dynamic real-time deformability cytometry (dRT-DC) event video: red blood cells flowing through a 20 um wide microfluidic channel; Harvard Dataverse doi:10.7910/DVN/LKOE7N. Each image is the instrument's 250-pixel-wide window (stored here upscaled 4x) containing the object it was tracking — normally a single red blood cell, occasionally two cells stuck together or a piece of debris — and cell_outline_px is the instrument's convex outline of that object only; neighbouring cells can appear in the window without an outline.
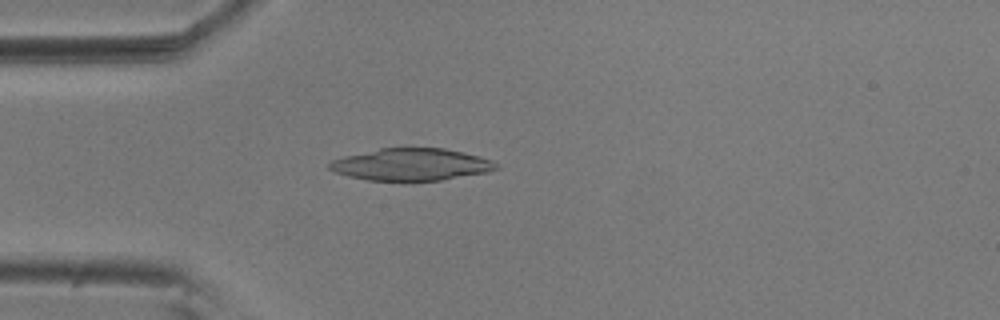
{"species": "common noctule bat (a hibernating species)", "species_latin": "Nyctalus noctula", "temperature_condition": "room temperature", "stored_images_in_passage": 54, "camera_frame_rate_fps": 3000, "um_per_image_px": 0.085, "animal": {"sex": "male", "body_mass_g": 20.5, "forearm_length_mm": 52.5}, "frame": {"image": 1, "passage_image": 14, "time_ms": 4.333, "image_size_px": [1000, 320], "cell_outline_px": [[500, 168], [488, 172], [440, 180], [368, 180], [348, 176], [336, 172], [328, 168], [328, 164], [332, 160], [344, 156], [380, 148], [444, 148], [464, 152], [480, 156], [492, 160], [500, 164]], "centroid_in_image_um": [35.0, 13.97], "position_along_channel_um": 50.0, "area_um2": 31.15}}
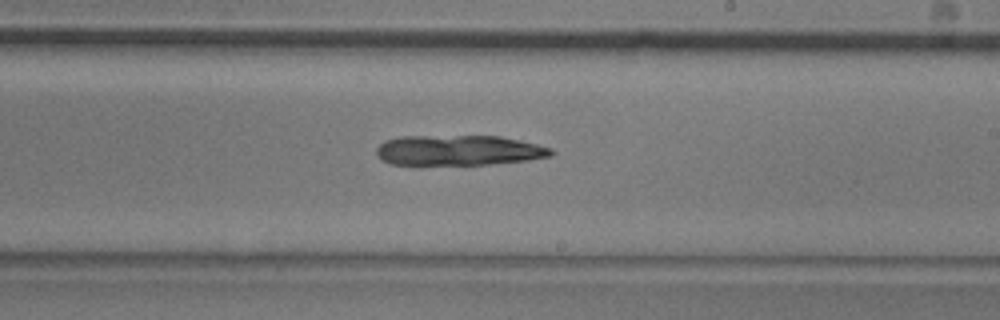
{"frame": {"image": 2, "passage_image": 31, "time_ms": 10.0, "image_size_px": [1000, 320], "cell_outline_px": [[556, 152], [552, 156], [528, 160], [488, 164], [420, 168], [388, 164], [380, 160], [376, 156], [376, 148], [384, 140], [400, 136], [500, 136], [536, 144], [552, 148]], "centroid_in_image_um": [38.86, 12.83], "position_along_channel_um": 250.1, "area_um2": 32.37}}
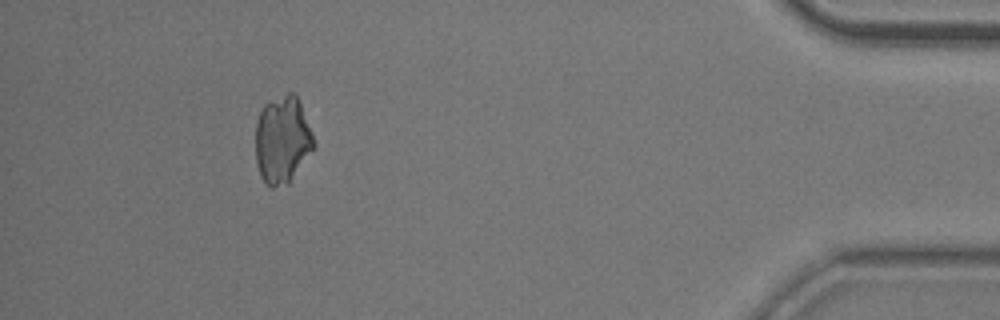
{"frame": {"image": 3, "passage_image": 49, "time_ms": 16.0, "image_size_px": [1000, 320], "cell_outline_px": [[316, 144], [288, 184], [272, 188], [268, 188], [264, 184], [260, 176], [256, 164], [256, 120], [264, 104], [288, 92], [296, 92], [312, 132]], "centroid_in_image_um": [23.99, 11.89], "position_along_channel_um": 411.2, "area_um2": 29.88}}